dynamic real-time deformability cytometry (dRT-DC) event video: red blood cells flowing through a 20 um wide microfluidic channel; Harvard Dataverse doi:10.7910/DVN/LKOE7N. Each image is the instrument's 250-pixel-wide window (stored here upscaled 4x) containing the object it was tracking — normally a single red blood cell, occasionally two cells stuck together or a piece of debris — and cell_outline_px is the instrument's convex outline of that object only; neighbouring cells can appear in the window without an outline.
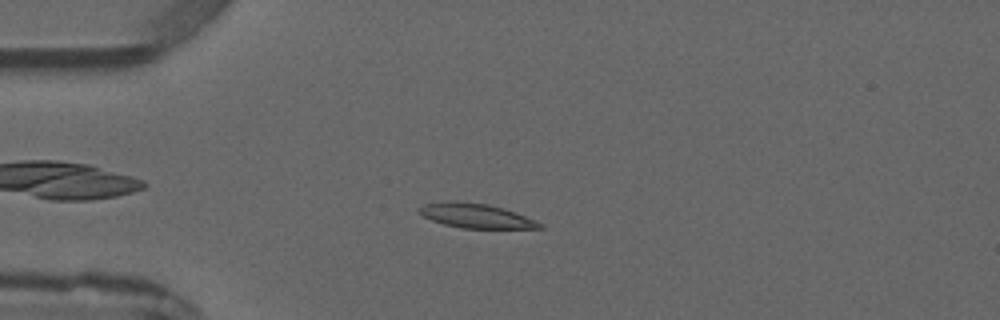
{"species": "common noctule bat (a hibernating species)", "species_latin": "Nyctalus noctula", "temperature_condition": "warm", "stored_images_in_passage": 4, "camera_frame_rate_fps": 3000, "um_per_image_px": 0.085, "animal": {"sex": "male", "forearm_length_mm": 52.5}, "frame": {"image": 1, "passage_image": 3, "time_ms": 3.667, "image_size_px": [1000, 320], "cell_outline_px": [[544, 228], [464, 228], [444, 224], [432, 220], [424, 216], [420, 212], [420, 208], [424, 204], [488, 204], [504, 208], [536, 220], [544, 224]], "centroid_in_image_um": [40.61, 18.4], "position_along_channel_um": 44.4, "area_um2": 16.07}}